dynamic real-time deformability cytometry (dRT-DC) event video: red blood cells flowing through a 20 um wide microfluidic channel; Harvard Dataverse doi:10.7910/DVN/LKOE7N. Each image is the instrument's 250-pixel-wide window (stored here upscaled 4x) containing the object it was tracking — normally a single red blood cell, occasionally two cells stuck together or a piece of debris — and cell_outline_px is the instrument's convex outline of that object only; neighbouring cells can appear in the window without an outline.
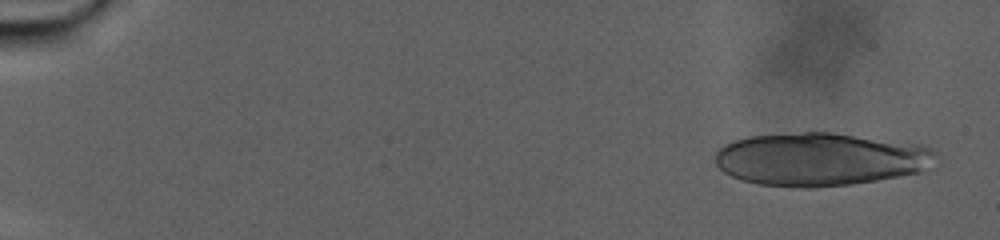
{"species": "human", "species_latin": "Homo sapiens", "temperature_condition": "warm", "stored_images_in_passage": 37, "camera_frame_rate_fps": 3000, "um_per_image_px": 0.085, "donor": {"sex": "male"}, "frame": {"image": 1, "passage_image": 5, "time_ms": 1.333, "image_size_px": [1000, 240], "cell_outline_px": [[940, 160], [920, 172], [876, 180], [852, 184], [816, 188], [800, 188], [760, 184], [744, 180], [732, 176], [724, 172], [716, 164], [716, 152], [724, 144], [732, 140], [748, 136], [804, 132], [832, 132], [924, 144], [940, 152]], "centroid_in_image_um": [69.81, 13.52], "position_along_channel_um": 15.2, "area_um2": 69.13}}